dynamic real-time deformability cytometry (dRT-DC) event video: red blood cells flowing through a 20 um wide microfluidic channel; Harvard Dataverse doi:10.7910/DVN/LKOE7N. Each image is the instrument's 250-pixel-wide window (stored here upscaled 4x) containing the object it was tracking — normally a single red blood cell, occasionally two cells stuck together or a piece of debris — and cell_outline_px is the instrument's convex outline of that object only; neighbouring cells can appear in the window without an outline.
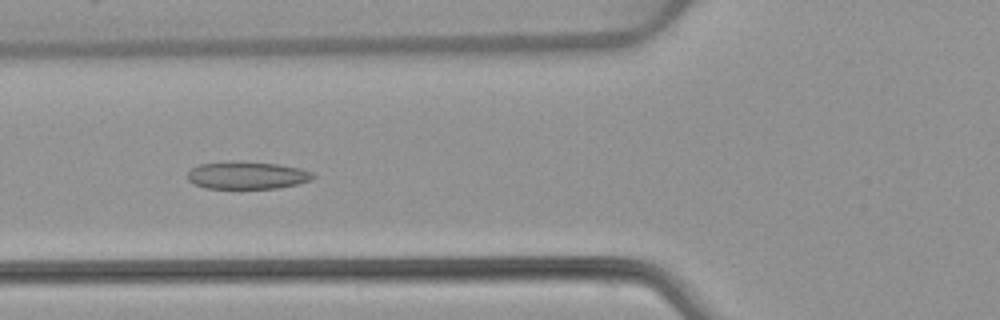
{"species": "common noctule bat (a hibernating species)", "species_latin": "Nyctalus noctula", "temperature_condition": "warm", "stored_images_in_passage": 52, "camera_frame_rate_fps": 3000, "um_per_image_px": 0.085, "animal": {"sex": "female", "body_mass_g": 22.7, "forearm_length_mm": 54.2}, "frame": {"image": 1, "passage_image": 20, "time_ms": 6.333, "image_size_px": [1000, 320], "cell_outline_px": [[316, 176], [312, 180], [296, 184], [276, 188], [204, 188], [192, 184], [188, 180], [188, 172], [192, 168], [200, 164], [240, 160], [280, 164], [300, 168], [312, 172]], "centroid_in_image_um": [21.0, 14.89], "position_along_channel_um": 104.8, "area_um2": 20.35}}
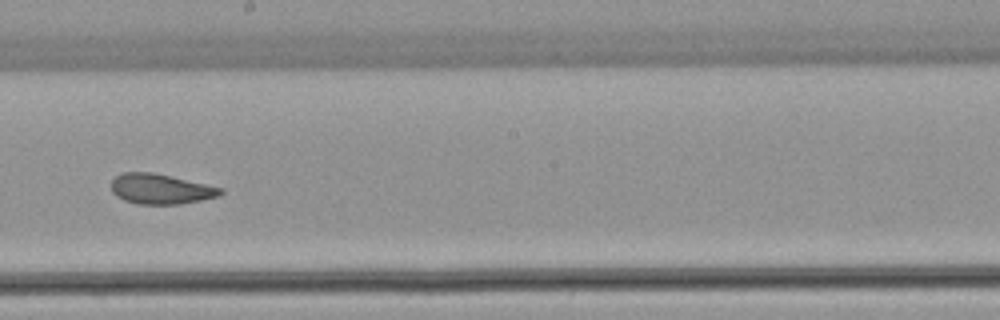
{"frame": {"image": 2, "passage_image": 30, "time_ms": 9.667, "image_size_px": [1000, 320], "cell_outline_px": [[224, 192], [220, 196], [180, 204], [136, 204], [124, 200], [116, 196], [112, 192], [112, 180], [120, 172], [152, 172], [224, 188]], "centroid_in_image_um": [13.65, 16.06], "position_along_channel_um": 234.5, "area_um2": 19.25}}
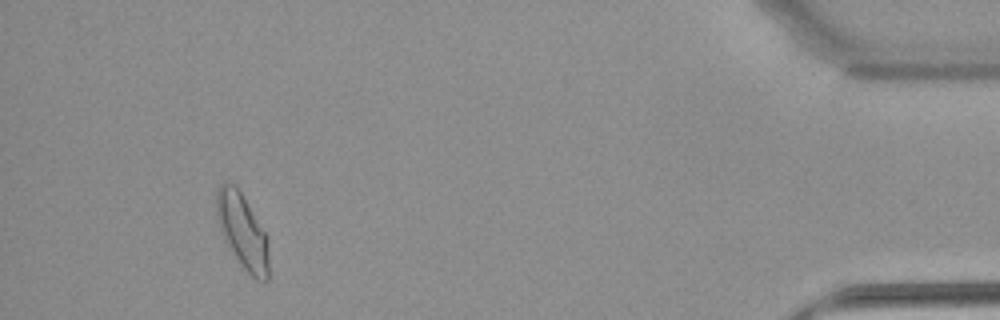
{"frame": {"image": 3, "passage_image": 49, "time_ms": 16.0, "image_size_px": [1000, 320], "cell_outline_px": [[268, 280], [256, 280], [240, 264], [228, 244], [220, 228], [216, 216], [216, 192], [220, 184], [224, 180], [228, 180], [236, 184], [268, 236]], "centroid_in_image_um": [20.61, 19.58], "position_along_channel_um": 414.6, "area_um2": 22.83}, "authors_computed_cell_mechanics": {"area_um2": 20.5479, "velocity_mm_per_s": 3.8946, "shape_relaxation_time_tau1_ms": null, "shape_relaxation_time_tau2_ms": 2.3137, "deformation_change_tau1": null, "deformation_change_tau2": 0.0858}}